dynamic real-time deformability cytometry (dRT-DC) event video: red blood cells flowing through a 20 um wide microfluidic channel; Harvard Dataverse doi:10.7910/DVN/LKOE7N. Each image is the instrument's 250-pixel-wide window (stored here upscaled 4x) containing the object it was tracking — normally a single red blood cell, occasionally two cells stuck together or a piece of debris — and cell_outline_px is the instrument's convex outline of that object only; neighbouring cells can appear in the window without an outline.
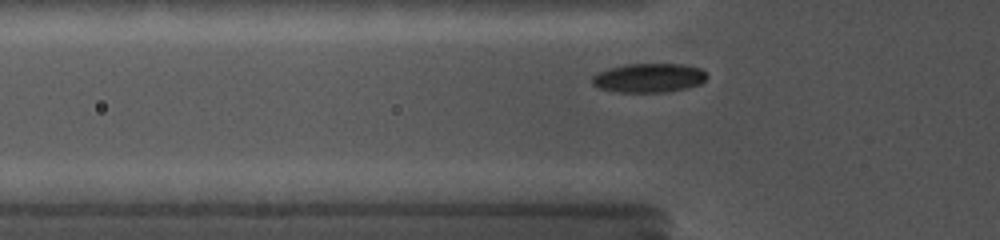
{"species": "common noctule bat (a hibernating species)", "species_latin": "Nyctalus noctula", "temperature_condition": "cold", "stored_images_in_passage": 38, "camera_frame_rate_fps": 5000, "um_per_image_px": 0.085, "animal": {"sex": "female", "body_mass_g": 19.0, "forearm_length_mm": 56.7}, "frame": {"image": 1, "passage_image": 5, "time_ms": 1.6, "image_size_px": [1000, 240], "cell_outline_px": [[708, 76], [700, 84], [684, 88], [664, 92], [620, 92], [600, 88], [592, 84], [592, 76], [608, 68], [628, 64], [680, 64], [700, 68]], "centroid_in_image_um": [55.14, 6.62], "position_along_channel_um": 70.7, "area_um2": 19.19}}
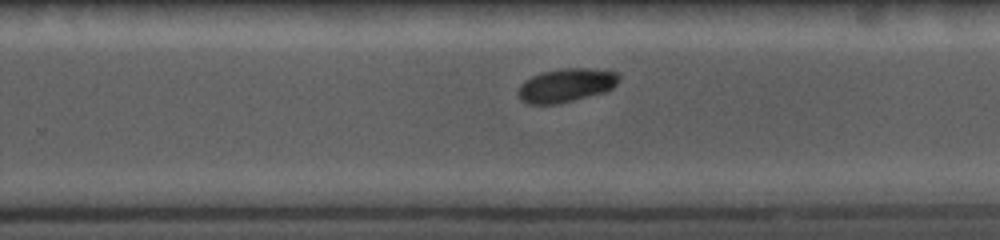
{"frame": {"image": 2, "passage_image": 21, "time_ms": 7.2, "image_size_px": [1000, 240], "cell_outline_px": [[620, 80], [612, 88], [604, 92], [556, 104], [528, 104], [520, 100], [516, 92], [520, 84], [524, 80], [540, 72], [564, 68], [588, 68], [620, 72]], "centroid_in_image_um": [48.1, 7.24], "position_along_channel_um": 281.7, "area_um2": 19.94}}
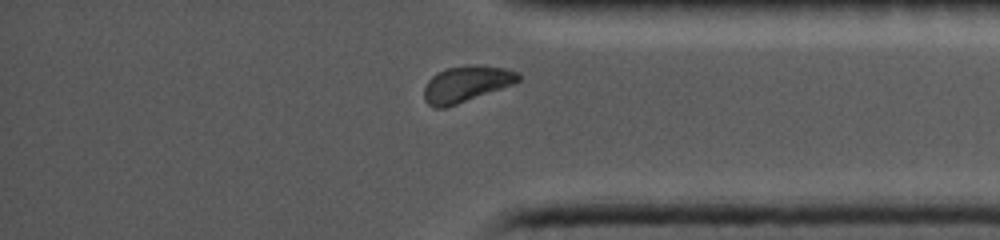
{"frame": {"image": 3, "passage_image": 34, "time_ms": 10.2, "image_size_px": [1000, 240], "cell_outline_px": [[520, 80], [512, 84], [456, 104], [444, 108], [432, 108], [424, 100], [424, 88], [428, 80], [436, 72], [448, 68], [468, 64], [476, 64], [504, 68], [520, 72]], "centroid_in_image_um": [39.6, 7.12], "position_along_channel_um": 395.6, "area_um2": 19.77}}